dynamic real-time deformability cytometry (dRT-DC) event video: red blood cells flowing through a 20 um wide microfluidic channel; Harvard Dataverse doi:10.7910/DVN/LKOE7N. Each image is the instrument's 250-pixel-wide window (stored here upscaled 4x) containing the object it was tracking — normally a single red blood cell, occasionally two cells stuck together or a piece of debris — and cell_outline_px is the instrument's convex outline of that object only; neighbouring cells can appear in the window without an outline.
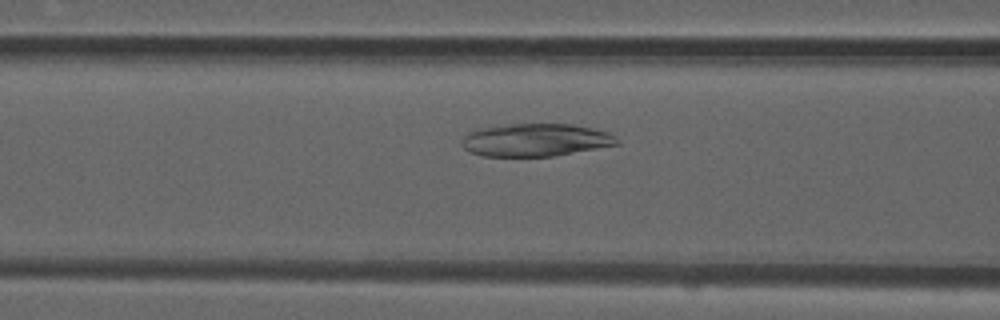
{"species": "common noctule bat (a hibernating species)", "species_latin": "Nyctalus noctula", "temperature_condition": "room temperature", "stored_images_in_passage": 51, "camera_frame_rate_fps": 3000, "um_per_image_px": 0.085, "animal": {"sex": "male", "forearm_length_mm": 52.5}, "frame": {"image": 1, "passage_image": 19, "time_ms": 6.0, "image_size_px": [1000, 320], "cell_outline_px": [[620, 144], [552, 156], [484, 156], [472, 152], [464, 148], [460, 144], [460, 140], [468, 132], [484, 128], [512, 124], [572, 124], [592, 128], [608, 132], [616, 136]], "centroid_in_image_um": [45.53, 11.9], "position_along_channel_um": 121.1, "area_um2": 29.42}}
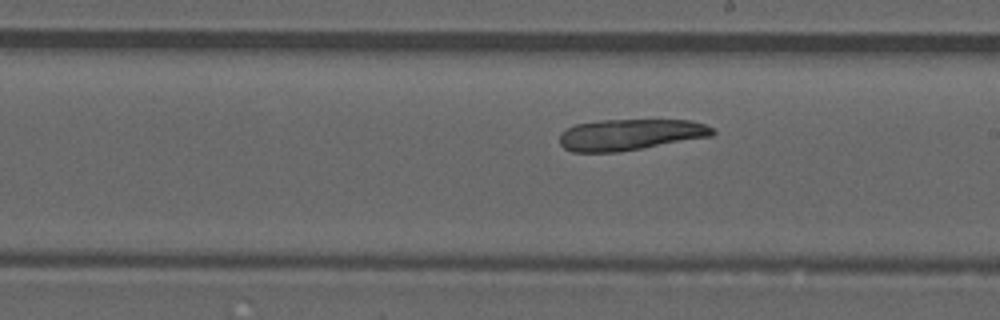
{"frame": {"image": 2, "passage_image": 28, "time_ms": 9.0, "image_size_px": [1000, 320], "cell_outline_px": [[716, 132], [712, 136], [616, 152], [572, 152], [564, 148], [560, 144], [560, 136], [568, 128], [576, 124], [600, 120], [692, 120], [704, 124], [712, 128]], "centroid_in_image_um": [53.57, 11.44], "position_along_channel_um": 235.4, "area_um2": 27.51}}
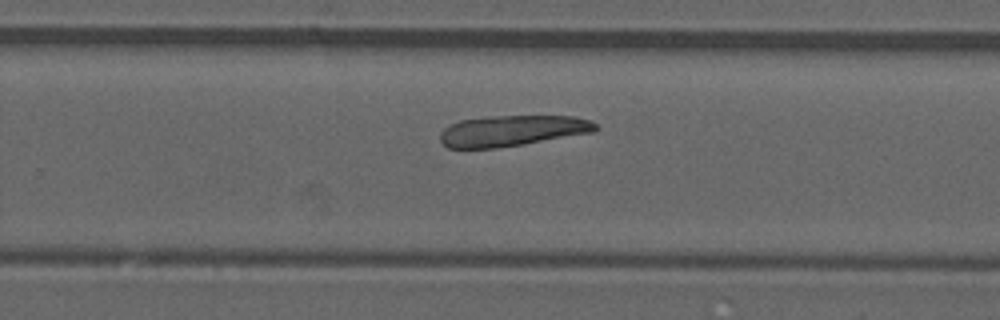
{"frame": {"image": 3, "passage_image": 32, "time_ms": 10.333, "image_size_px": [1000, 320], "cell_outline_px": [[600, 128], [596, 132], [524, 144], [496, 148], [448, 148], [440, 140], [440, 132], [444, 128], [460, 120], [488, 116], [572, 116], [588, 120], [596, 124]], "centroid_in_image_um": [43.56, 11.11], "position_along_channel_um": 286.2, "area_um2": 28.03}, "authors_computed_cell_mechanics": {"area_um2": 29.2468, "velocity_mm_per_s": 3.8296, "shape_relaxation_time_tau1_ms": 1.0609, "shape_relaxation_time_tau2_ms": null, "deformation_change_tau1": null, "deformation_change_tau2": null}}